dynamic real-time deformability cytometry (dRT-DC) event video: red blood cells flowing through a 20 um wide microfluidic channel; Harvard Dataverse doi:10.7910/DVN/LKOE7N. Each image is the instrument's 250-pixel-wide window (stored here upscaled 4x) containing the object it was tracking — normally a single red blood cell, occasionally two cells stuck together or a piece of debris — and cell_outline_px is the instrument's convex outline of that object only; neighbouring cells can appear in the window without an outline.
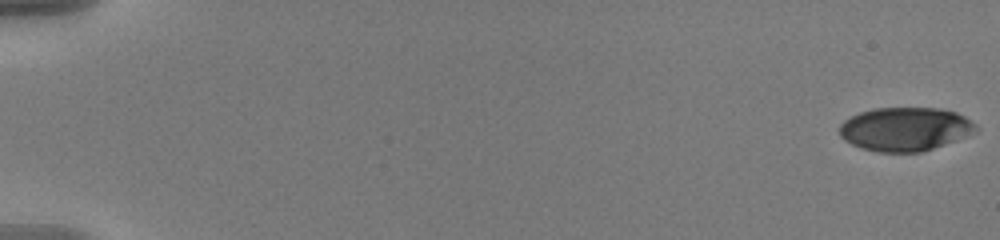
{"species": "human", "species_latin": "Homo sapiens", "temperature_condition": "warm", "stored_images_in_passage": 57, "camera_frame_rate_fps": 3000, "um_per_image_px": 0.085, "donor": {"sex": "male"}, "frame": {"image": 1, "passage_image": 1, "time_ms": 0.0, "image_size_px": [1000, 240], "cell_outline_px": [[980, 128], [976, 132], [968, 136], [920, 152], [876, 152], [860, 148], [844, 140], [840, 136], [840, 124], [844, 120], [860, 112], [872, 108], [940, 108], [956, 112], [964, 116], [976, 124]], "centroid_in_image_um": [76.94, 10.97], "position_along_channel_um": 8.1, "area_um2": 34.85}}
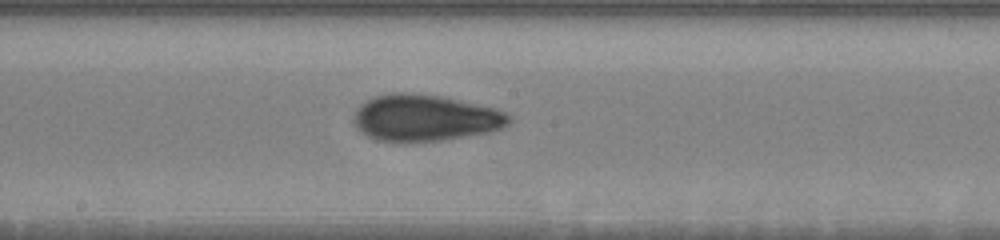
{"frame": {"image": 2, "passage_image": 33, "time_ms": 10.667, "image_size_px": [1000, 240], "cell_outline_px": [[512, 120], [508, 124], [500, 128], [484, 132], [464, 136], [440, 140], [376, 140], [368, 136], [352, 124], [352, 120], [360, 104], [372, 96], [392, 92], [408, 92], [440, 96], [496, 108], [512, 116]], "centroid_in_image_um": [36.09, 9.98], "position_along_channel_um": 212.1, "area_um2": 41.56}}
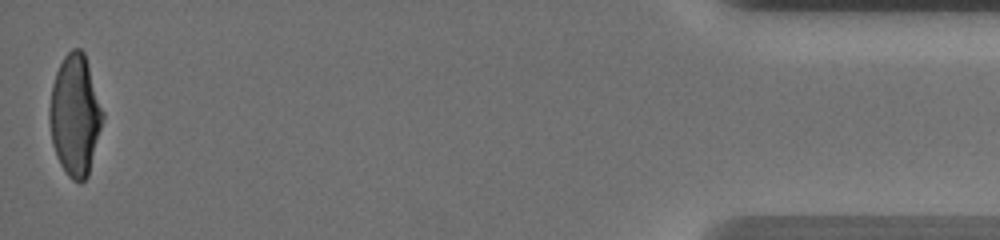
{"frame": {"image": 3, "passage_image": 57, "time_ms": 18.667, "image_size_px": [1000, 240], "cell_outline_px": [[104, 116], [88, 176], [80, 184], [72, 180], [68, 176], [60, 164], [56, 156], [52, 144], [48, 120], [48, 108], [52, 84], [56, 72], [64, 56], [72, 48], [80, 48], [84, 52], [104, 112]], "centroid_in_image_um": [6.36, 9.81], "position_along_channel_um": 428.8, "area_um2": 37.74}, "authors_computed_cell_mechanics": {"area_um2": 38.6682, "velocity_mm_per_s": 3.6578, "shape_relaxation_time_tau1_ms": 6.7376, "shape_relaxation_time_tau2_ms": 1.9453, "deformation_change_tau1": 0.2414, "deformation_change_tau2": 0.0766}}